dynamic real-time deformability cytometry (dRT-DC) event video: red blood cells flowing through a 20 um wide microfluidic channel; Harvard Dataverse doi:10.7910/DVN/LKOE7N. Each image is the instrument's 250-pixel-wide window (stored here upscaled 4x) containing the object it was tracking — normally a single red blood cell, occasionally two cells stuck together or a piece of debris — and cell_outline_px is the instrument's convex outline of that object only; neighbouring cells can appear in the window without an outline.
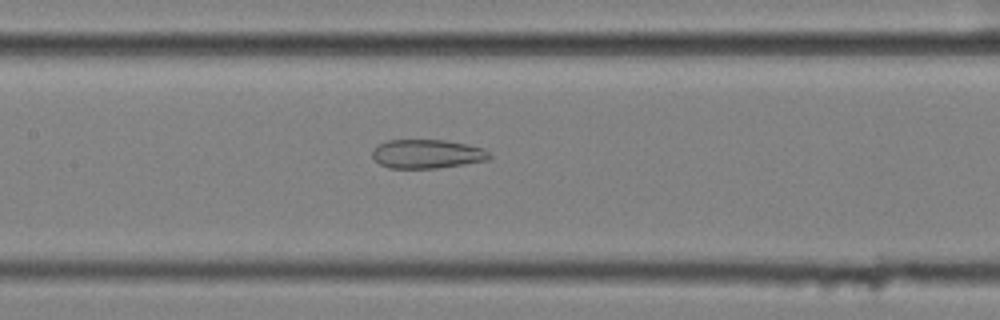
{"species": "common noctule bat (a hibernating species)", "species_latin": "Nyctalus noctula", "temperature_condition": "cold", "stored_images_in_passage": 55, "camera_frame_rate_fps": 3000, "um_per_image_px": 0.085, "animal": {"sex": "female", "body_mass_g": 25.1}, "frame": {"image": 1, "passage_image": 25, "time_ms": 8.0, "image_size_px": [1000, 320], "cell_outline_px": [[492, 156], [488, 160], [436, 168], [388, 168], [380, 164], [372, 156], [372, 152], [380, 144], [388, 140], [444, 140], [468, 144], [484, 148]], "centroid_in_image_um": [36.32, 13.08], "position_along_channel_um": 171.1, "area_um2": 19.59}}
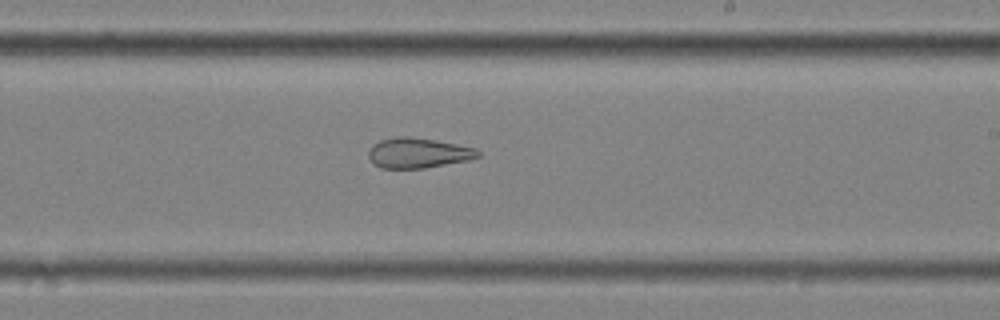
{"frame": {"image": 2, "passage_image": 32, "time_ms": 10.333, "image_size_px": [1000, 320], "cell_outline_px": [[480, 156], [468, 160], [424, 168], [380, 168], [368, 156], [368, 152], [372, 144], [380, 140], [396, 136], [412, 136], [436, 140], [476, 148], [480, 152]], "centroid_in_image_um": [35.53, 12.98], "position_along_channel_um": 253.5, "area_um2": 19.25}}
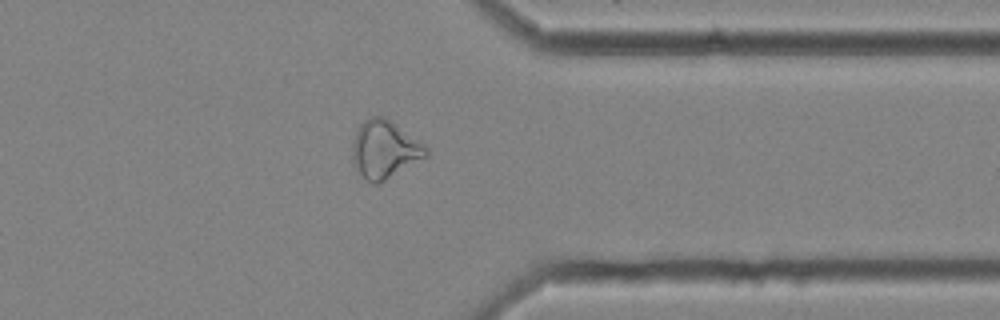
{"frame": {"image": 3, "passage_image": 43, "time_ms": 14.0, "image_size_px": [1000, 320], "cell_outline_px": [[428, 156], [380, 184], [372, 184], [360, 172], [352, 160], [352, 140], [360, 124], [364, 120], [372, 116], [384, 116], [392, 120], [424, 144], [428, 148]], "centroid_in_image_um": [32.71, 12.69], "position_along_channel_um": 378.7, "area_um2": 25.03}, "authors_computed_cell_mechanics": {"area_um2": 25.143, "velocity_mm_per_s": 3.5354, "shape_relaxation_time_tau1_ms": null, "shape_relaxation_time_tau2_ms": 3.3133, "deformation_change_tau1": null, "deformation_change_tau2": 0.1268}}